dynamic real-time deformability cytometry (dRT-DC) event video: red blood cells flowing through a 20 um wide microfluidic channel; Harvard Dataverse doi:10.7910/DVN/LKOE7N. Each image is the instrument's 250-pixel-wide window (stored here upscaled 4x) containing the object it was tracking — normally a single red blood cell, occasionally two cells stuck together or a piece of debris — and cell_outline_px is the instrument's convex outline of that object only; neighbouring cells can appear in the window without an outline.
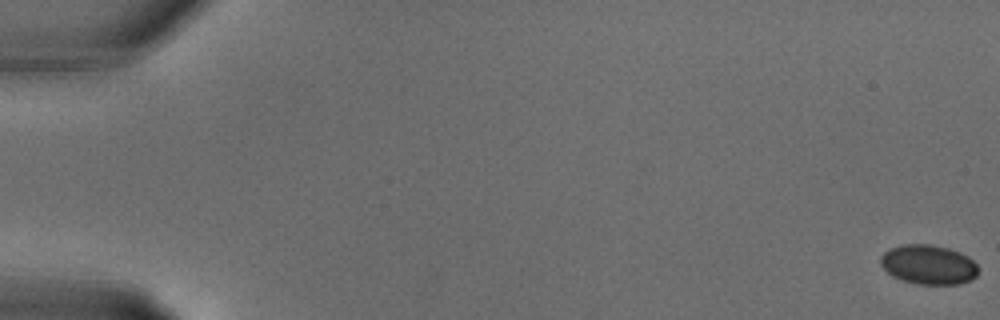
{"species": "common noctule bat (a hibernating species)", "species_latin": "Nyctalus noctula", "temperature_condition": "warm", "stored_images_in_passage": 17, "camera_frame_rate_fps": 3000, "um_per_image_px": 0.085, "animal": {"sex": "male", "body_mass_g": 18.8}, "frame": {"image": 1, "passage_image": 1, "time_ms": 0.0, "image_size_px": [1000, 320], "cell_outline_px": [[980, 268], [976, 276], [972, 280], [960, 284], [916, 284], [892, 276], [880, 264], [880, 256], [888, 248], [904, 244], [932, 244], [948, 248], [960, 252], [968, 256]], "centroid_in_image_um": [78.93, 22.48], "position_along_channel_um": 6.1, "area_um2": 22.72}}
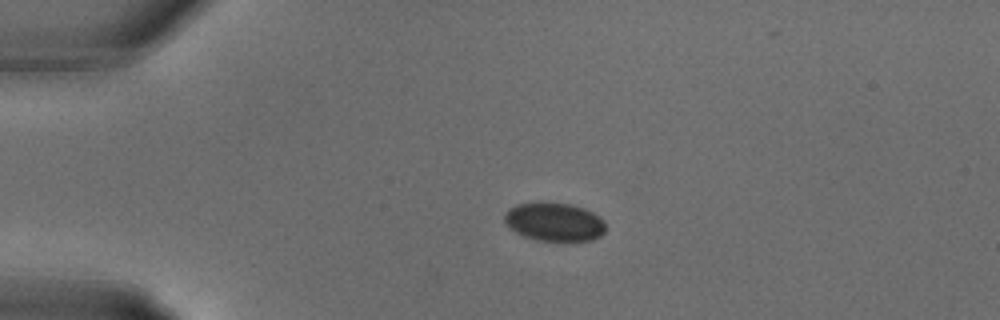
{"frame": {"image": 2, "passage_image": 8, "time_ms": 2.333, "image_size_px": [1000, 320], "cell_outline_px": [[604, 232], [600, 236], [592, 240], [536, 240], [524, 236], [516, 232], [504, 220], [504, 212], [508, 208], [516, 204], [572, 204], [584, 208], [600, 216], [604, 220]], "centroid_in_image_um": [47.13, 18.87], "position_along_channel_um": 37.9, "area_um2": 22.2}}